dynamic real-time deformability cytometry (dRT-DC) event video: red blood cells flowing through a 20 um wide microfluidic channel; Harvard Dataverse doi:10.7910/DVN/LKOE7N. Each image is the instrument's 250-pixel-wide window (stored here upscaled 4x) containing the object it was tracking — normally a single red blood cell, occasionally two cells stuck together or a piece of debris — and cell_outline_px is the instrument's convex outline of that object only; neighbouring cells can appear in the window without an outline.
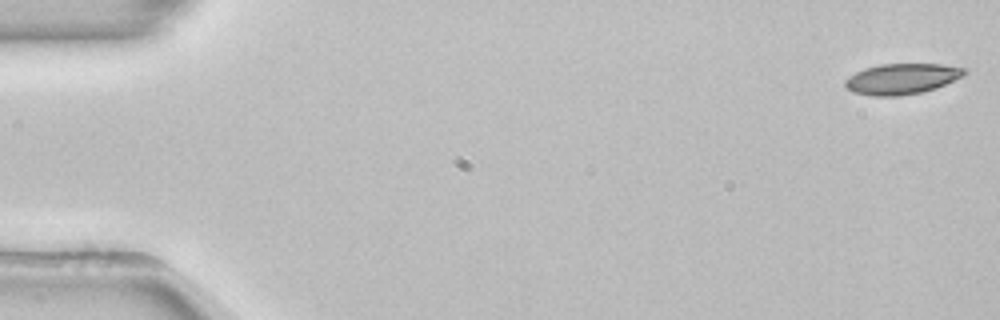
{"species": "common noctule bat (a hibernating species)", "species_latin": "Nyctalus noctula", "temperature_condition": "room temperature", "stored_images_in_passage": 53, "camera_frame_rate_fps": 3000, "um_per_image_px": 0.085, "animal": {"sex": "female", "body_mass_g": 22.7, "forearm_length_mm": 54.2}, "frame": {"image": 1, "passage_image": 1, "time_ms": 0.0, "image_size_px": [1000, 320], "cell_outline_px": [[968, 72], [964, 76], [936, 88], [920, 92], [900, 96], [872, 96], [852, 92], [844, 84], [844, 80], [848, 76], [864, 68], [880, 64], [940, 64], [964, 68]], "centroid_in_image_um": [76.64, 6.7], "position_along_channel_um": 8.4, "area_um2": 21.39}}
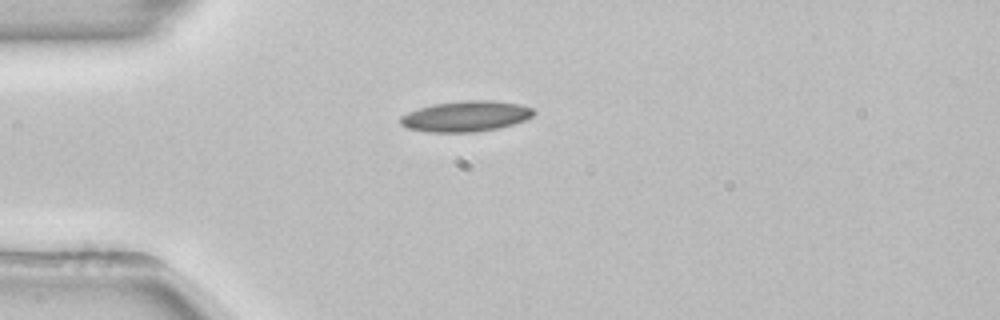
{"frame": {"image": 2, "passage_image": 14, "time_ms": 4.333, "image_size_px": [1000, 320], "cell_outline_px": [[536, 112], [532, 116], [524, 120], [512, 124], [496, 128], [476, 132], [428, 132], [408, 128], [400, 124], [400, 116], [408, 112], [432, 104], [464, 100], [492, 100], [520, 104], [532, 108]], "centroid_in_image_um": [39.58, 9.87], "position_along_channel_um": 45.4, "area_um2": 23.76}}
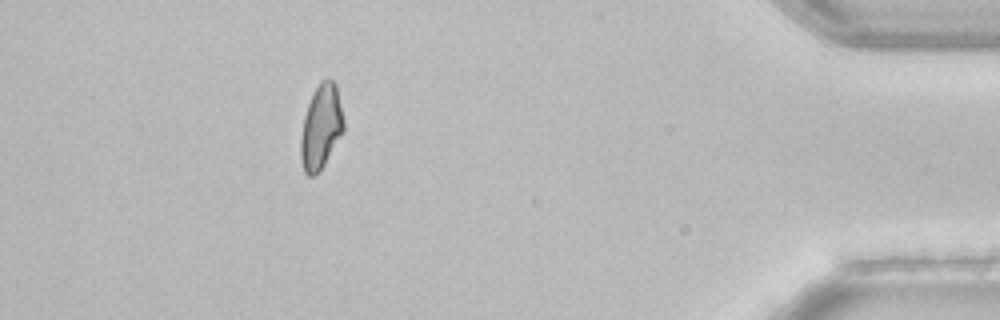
{"frame": {"image": 3, "passage_image": 48, "time_ms": 15.667, "image_size_px": [1000, 320], "cell_outline_px": [[344, 128], [320, 172], [312, 176], [308, 176], [304, 172], [300, 156], [300, 136], [304, 116], [312, 92], [320, 80], [328, 76], [336, 84], [344, 120]], "centroid_in_image_um": [27.26, 10.75], "position_along_channel_um": 407.9, "area_um2": 21.27}, "authors_computed_cell_mechanics": {"area_um2": 21.7328, "velocity_mm_per_s": 3.8587, "shape_relaxation_time_tau1_ms": 6.132, "shape_relaxation_time_tau2_ms": null, "deformation_change_tau1": 0.1417, "deformation_change_tau2": null}}